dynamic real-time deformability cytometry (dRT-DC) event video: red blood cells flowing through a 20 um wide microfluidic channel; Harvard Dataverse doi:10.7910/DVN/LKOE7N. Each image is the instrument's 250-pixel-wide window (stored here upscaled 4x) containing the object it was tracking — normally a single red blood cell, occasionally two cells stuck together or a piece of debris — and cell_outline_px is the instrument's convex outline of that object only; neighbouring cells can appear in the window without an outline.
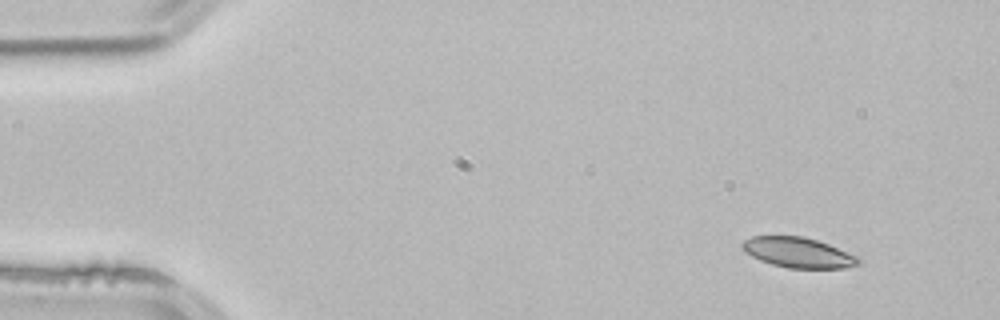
{"species": "common noctule bat (a hibernating species)", "species_latin": "Nyctalus noctula", "temperature_condition": "room temperature", "stored_images_in_passage": 3, "camera_frame_rate_fps": 3000, "um_per_image_px": 0.085, "animal": {"sex": "male", "body_mass_g": 21.5, "forearm_length_mm": 52.0}, "frame": {"image": 1, "passage_image": 1, "time_ms": 0.0, "image_size_px": [1000, 320], "cell_outline_px": [[860, 264], [844, 268], [788, 268], [772, 264], [760, 260], [744, 252], [740, 248], [740, 244], [744, 240], [752, 236], [804, 236], [828, 244], [860, 256]], "centroid_in_image_um": [67.84, 21.46], "position_along_channel_um": 17.2, "area_um2": 20.63}}
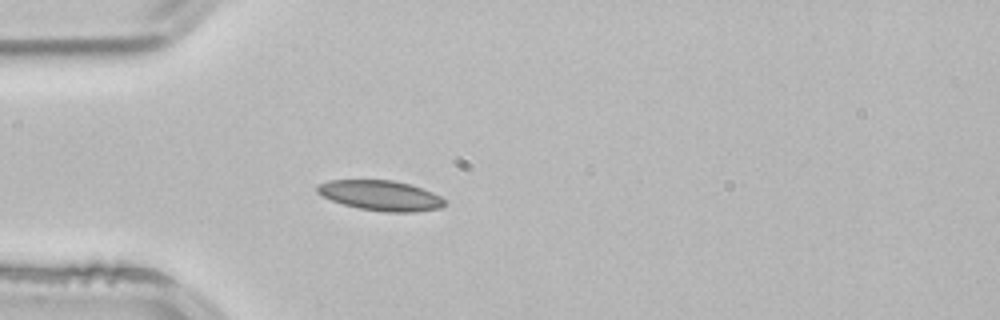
{"frame": {"image": 2, "passage_image": 3, "time_ms": 0.667, "image_size_px": [1000, 320], "cell_outline_px": [[448, 200], [440, 208], [416, 212], [384, 212], [360, 208], [344, 204], [332, 200], [316, 192], [316, 184], [328, 180], [392, 180], [412, 184], [432, 192]], "centroid_in_image_um": [32.37, 16.61], "position_along_channel_um": 52.6, "area_um2": 22.48}}